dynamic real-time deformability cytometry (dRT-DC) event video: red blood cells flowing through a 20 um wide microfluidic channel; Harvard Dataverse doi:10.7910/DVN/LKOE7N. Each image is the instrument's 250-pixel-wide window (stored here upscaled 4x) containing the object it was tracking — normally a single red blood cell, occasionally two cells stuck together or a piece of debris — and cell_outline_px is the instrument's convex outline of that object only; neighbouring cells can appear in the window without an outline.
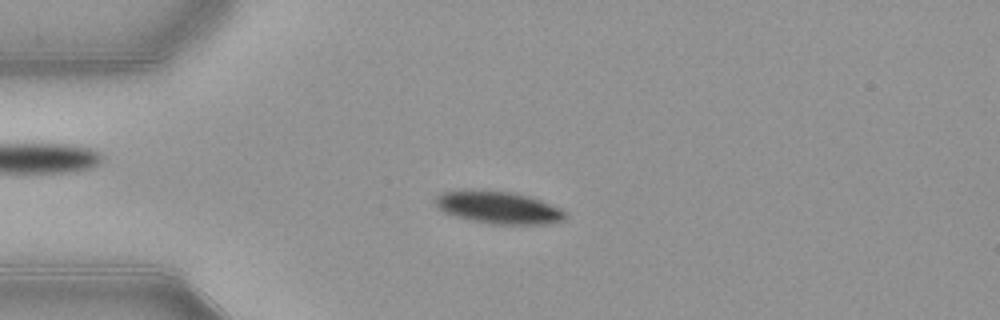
{"species": "common noctule bat (a hibernating species)", "species_latin": "Nyctalus noctula", "temperature_condition": "warm", "stored_images_in_passage": 53, "camera_frame_rate_fps": 3000, "um_per_image_px": 0.085, "animal": {"sex": "female", "body_mass_g": 21.9}, "frame": {"image": 1, "passage_image": 13, "time_ms": 4.0, "image_size_px": [1000, 320], "cell_outline_px": [[564, 220], [544, 224], [492, 224], [472, 220], [456, 216], [444, 212], [436, 204], [436, 196], [440, 192], [512, 192], [528, 196], [540, 200], [560, 208], [564, 212]], "centroid_in_image_um": [42.41, 17.67], "position_along_channel_um": 42.6, "area_um2": 23.47}}
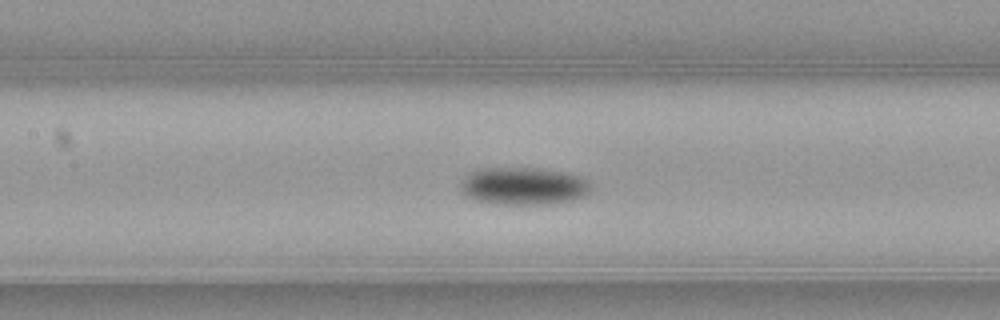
{"frame": {"image": 2, "passage_image": 24, "time_ms": 7.667, "image_size_px": [1000, 320], "cell_outline_px": [[592, 188], [584, 196], [572, 200], [540, 204], [492, 204], [476, 200], [464, 196], [460, 184], [464, 176], [476, 168], [540, 168], [568, 172], [580, 176], [588, 180]], "centroid_in_image_um": [44.47, 15.8], "position_along_channel_um": 162.9, "area_um2": 28.84}}
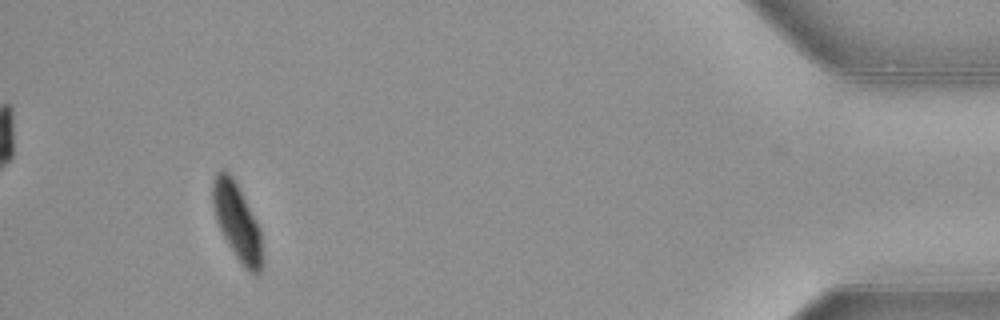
{"frame": {"image": 3, "passage_image": 49, "time_ms": 16.0, "image_size_px": [1000, 320], "cell_outline_px": [[264, 264], [260, 272], [256, 276], [248, 272], [244, 268], [228, 244], [216, 220], [212, 208], [212, 180], [216, 172], [220, 168], [228, 172], [232, 176], [256, 220], [260, 228], [264, 260]], "centroid_in_image_um": [20.16, 18.89], "position_along_channel_um": 415.0, "area_um2": 22.48}, "authors_computed_cell_mechanics": {"area_um2": 25.4898, "velocity_mm_per_s": 3.8787, "shape_relaxation_time_tau1_ms": 2.6746, "shape_relaxation_time_tau2_ms": null, "deformation_change_tau1": 0.11, "deformation_change_tau2": null}}